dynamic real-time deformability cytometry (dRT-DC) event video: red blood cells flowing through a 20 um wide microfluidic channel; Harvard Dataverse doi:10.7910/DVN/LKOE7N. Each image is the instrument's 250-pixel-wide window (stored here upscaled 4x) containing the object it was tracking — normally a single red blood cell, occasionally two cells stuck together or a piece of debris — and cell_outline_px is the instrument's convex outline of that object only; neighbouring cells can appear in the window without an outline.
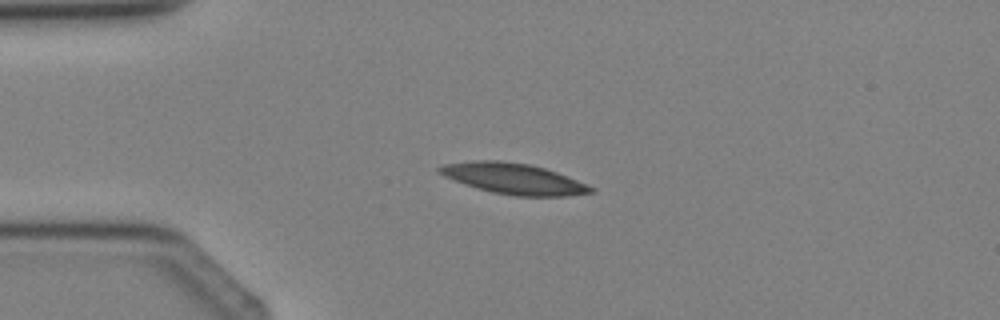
{"species": "Egyptian fruit bat (a non-hibernating species)", "species_latin": "Rousettus aegyptiacus", "temperature_condition": "cold", "stored_images_in_passage": 2, "camera_frame_rate_fps": 3000, "um_per_image_px": 0.085, "animal": {"sex": "female"}, "frame": {"image": 1, "passage_image": 2, "time_ms": 2.0, "image_size_px": [1000, 320], "cell_outline_px": [[596, 192], [568, 196], [516, 196], [492, 192], [476, 188], [464, 184], [444, 176], [436, 168], [444, 164], [476, 160], [500, 160], [528, 164], [544, 168], [556, 172], [588, 184], [596, 188]], "centroid_in_image_um": [43.69, 15.19], "position_along_channel_um": 41.3, "area_um2": 27.17}}